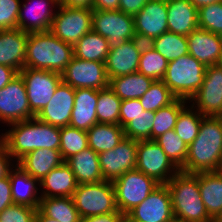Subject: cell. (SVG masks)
Instances as JSON below:
<instances>
[{
	"label": "cell",
	"instance_id": "4dcf8cb0",
	"mask_svg": "<svg viewBox=\"0 0 222 222\" xmlns=\"http://www.w3.org/2000/svg\"><path fill=\"white\" fill-rule=\"evenodd\" d=\"M153 79L141 73L118 76L109 80V87L121 100L139 99L144 95Z\"/></svg>",
	"mask_w": 222,
	"mask_h": 222
},
{
	"label": "cell",
	"instance_id": "5bb4252c",
	"mask_svg": "<svg viewBox=\"0 0 222 222\" xmlns=\"http://www.w3.org/2000/svg\"><path fill=\"white\" fill-rule=\"evenodd\" d=\"M190 102L203 116L222 117L221 66L215 64L206 68L204 81Z\"/></svg>",
	"mask_w": 222,
	"mask_h": 222
},
{
	"label": "cell",
	"instance_id": "d6a6232c",
	"mask_svg": "<svg viewBox=\"0 0 222 222\" xmlns=\"http://www.w3.org/2000/svg\"><path fill=\"white\" fill-rule=\"evenodd\" d=\"M38 209L60 222H79L80 219L72 197H41Z\"/></svg>",
	"mask_w": 222,
	"mask_h": 222
},
{
	"label": "cell",
	"instance_id": "9c48e42d",
	"mask_svg": "<svg viewBox=\"0 0 222 222\" xmlns=\"http://www.w3.org/2000/svg\"><path fill=\"white\" fill-rule=\"evenodd\" d=\"M57 8L50 31L63 42L74 46L83 35L92 30L93 9L61 5Z\"/></svg>",
	"mask_w": 222,
	"mask_h": 222
},
{
	"label": "cell",
	"instance_id": "ffe728a7",
	"mask_svg": "<svg viewBox=\"0 0 222 222\" xmlns=\"http://www.w3.org/2000/svg\"><path fill=\"white\" fill-rule=\"evenodd\" d=\"M29 2L33 3L32 6L31 3H29L30 5L24 3L20 6L18 29L27 33L49 31L55 16V12L51 7L57 8L59 2L57 0H29Z\"/></svg>",
	"mask_w": 222,
	"mask_h": 222
},
{
	"label": "cell",
	"instance_id": "b9f144b4",
	"mask_svg": "<svg viewBox=\"0 0 222 222\" xmlns=\"http://www.w3.org/2000/svg\"><path fill=\"white\" fill-rule=\"evenodd\" d=\"M155 112L144 110L124 127V136L133 140H152V127L154 124Z\"/></svg>",
	"mask_w": 222,
	"mask_h": 222
},
{
	"label": "cell",
	"instance_id": "681fc988",
	"mask_svg": "<svg viewBox=\"0 0 222 222\" xmlns=\"http://www.w3.org/2000/svg\"><path fill=\"white\" fill-rule=\"evenodd\" d=\"M149 0H119L118 10L135 16Z\"/></svg>",
	"mask_w": 222,
	"mask_h": 222
},
{
	"label": "cell",
	"instance_id": "d4e9b609",
	"mask_svg": "<svg viewBox=\"0 0 222 222\" xmlns=\"http://www.w3.org/2000/svg\"><path fill=\"white\" fill-rule=\"evenodd\" d=\"M63 162L59 150L43 148L25 154L16 162V165L31 177L41 181Z\"/></svg>",
	"mask_w": 222,
	"mask_h": 222
},
{
	"label": "cell",
	"instance_id": "4316f807",
	"mask_svg": "<svg viewBox=\"0 0 222 222\" xmlns=\"http://www.w3.org/2000/svg\"><path fill=\"white\" fill-rule=\"evenodd\" d=\"M14 168L9 171L13 202L39 208L41 196L38 194L39 188L36 186L39 185V181L28 175L16 164Z\"/></svg>",
	"mask_w": 222,
	"mask_h": 222
},
{
	"label": "cell",
	"instance_id": "94428289",
	"mask_svg": "<svg viewBox=\"0 0 222 222\" xmlns=\"http://www.w3.org/2000/svg\"><path fill=\"white\" fill-rule=\"evenodd\" d=\"M219 36H220V40L222 42V32L219 34Z\"/></svg>",
	"mask_w": 222,
	"mask_h": 222
},
{
	"label": "cell",
	"instance_id": "f907efd6",
	"mask_svg": "<svg viewBox=\"0 0 222 222\" xmlns=\"http://www.w3.org/2000/svg\"><path fill=\"white\" fill-rule=\"evenodd\" d=\"M11 161H13V159L6 148L0 143V178L7 176L12 167H14Z\"/></svg>",
	"mask_w": 222,
	"mask_h": 222
},
{
	"label": "cell",
	"instance_id": "f546056e",
	"mask_svg": "<svg viewBox=\"0 0 222 222\" xmlns=\"http://www.w3.org/2000/svg\"><path fill=\"white\" fill-rule=\"evenodd\" d=\"M86 133L88 147L98 154L114 149L125 138L118 124L96 123Z\"/></svg>",
	"mask_w": 222,
	"mask_h": 222
},
{
	"label": "cell",
	"instance_id": "9a60e30c",
	"mask_svg": "<svg viewBox=\"0 0 222 222\" xmlns=\"http://www.w3.org/2000/svg\"><path fill=\"white\" fill-rule=\"evenodd\" d=\"M138 141L124 138L114 149L98 154L103 179L113 182L136 169Z\"/></svg>",
	"mask_w": 222,
	"mask_h": 222
},
{
	"label": "cell",
	"instance_id": "7bdbcfd3",
	"mask_svg": "<svg viewBox=\"0 0 222 222\" xmlns=\"http://www.w3.org/2000/svg\"><path fill=\"white\" fill-rule=\"evenodd\" d=\"M198 28L215 34L222 32V1L198 9Z\"/></svg>",
	"mask_w": 222,
	"mask_h": 222
},
{
	"label": "cell",
	"instance_id": "44dd1931",
	"mask_svg": "<svg viewBox=\"0 0 222 222\" xmlns=\"http://www.w3.org/2000/svg\"><path fill=\"white\" fill-rule=\"evenodd\" d=\"M186 37L191 56L206 67L217 64L222 50L219 34L197 28Z\"/></svg>",
	"mask_w": 222,
	"mask_h": 222
},
{
	"label": "cell",
	"instance_id": "4fadbf2b",
	"mask_svg": "<svg viewBox=\"0 0 222 222\" xmlns=\"http://www.w3.org/2000/svg\"><path fill=\"white\" fill-rule=\"evenodd\" d=\"M34 117L30 110L23 78L18 74L0 89V121L8 126Z\"/></svg>",
	"mask_w": 222,
	"mask_h": 222
},
{
	"label": "cell",
	"instance_id": "cb8c5ba5",
	"mask_svg": "<svg viewBox=\"0 0 222 222\" xmlns=\"http://www.w3.org/2000/svg\"><path fill=\"white\" fill-rule=\"evenodd\" d=\"M98 90L93 88L75 89V102L69 126L88 131L97 122Z\"/></svg>",
	"mask_w": 222,
	"mask_h": 222
},
{
	"label": "cell",
	"instance_id": "e0dca14e",
	"mask_svg": "<svg viewBox=\"0 0 222 222\" xmlns=\"http://www.w3.org/2000/svg\"><path fill=\"white\" fill-rule=\"evenodd\" d=\"M166 0H149L134 16L136 37L144 43L168 31Z\"/></svg>",
	"mask_w": 222,
	"mask_h": 222
},
{
	"label": "cell",
	"instance_id": "f1b7e54d",
	"mask_svg": "<svg viewBox=\"0 0 222 222\" xmlns=\"http://www.w3.org/2000/svg\"><path fill=\"white\" fill-rule=\"evenodd\" d=\"M198 181L203 204L214 220L222 209V171L200 172Z\"/></svg>",
	"mask_w": 222,
	"mask_h": 222
},
{
	"label": "cell",
	"instance_id": "91938a15",
	"mask_svg": "<svg viewBox=\"0 0 222 222\" xmlns=\"http://www.w3.org/2000/svg\"><path fill=\"white\" fill-rule=\"evenodd\" d=\"M217 65L221 66L222 67V50H221V53H220V56H219V60L217 62Z\"/></svg>",
	"mask_w": 222,
	"mask_h": 222
},
{
	"label": "cell",
	"instance_id": "8d00e7d4",
	"mask_svg": "<svg viewBox=\"0 0 222 222\" xmlns=\"http://www.w3.org/2000/svg\"><path fill=\"white\" fill-rule=\"evenodd\" d=\"M186 103H188L187 100L176 98L172 103L155 112L152 140L175 128L178 115Z\"/></svg>",
	"mask_w": 222,
	"mask_h": 222
},
{
	"label": "cell",
	"instance_id": "836d02e7",
	"mask_svg": "<svg viewBox=\"0 0 222 222\" xmlns=\"http://www.w3.org/2000/svg\"><path fill=\"white\" fill-rule=\"evenodd\" d=\"M168 62L188 54L187 37L167 31L149 43Z\"/></svg>",
	"mask_w": 222,
	"mask_h": 222
},
{
	"label": "cell",
	"instance_id": "680465c9",
	"mask_svg": "<svg viewBox=\"0 0 222 222\" xmlns=\"http://www.w3.org/2000/svg\"><path fill=\"white\" fill-rule=\"evenodd\" d=\"M214 221L215 222H222V209H221L220 213L216 216Z\"/></svg>",
	"mask_w": 222,
	"mask_h": 222
},
{
	"label": "cell",
	"instance_id": "ee69618b",
	"mask_svg": "<svg viewBox=\"0 0 222 222\" xmlns=\"http://www.w3.org/2000/svg\"><path fill=\"white\" fill-rule=\"evenodd\" d=\"M37 209L14 203L0 213V222H35Z\"/></svg>",
	"mask_w": 222,
	"mask_h": 222
},
{
	"label": "cell",
	"instance_id": "11a10c76",
	"mask_svg": "<svg viewBox=\"0 0 222 222\" xmlns=\"http://www.w3.org/2000/svg\"><path fill=\"white\" fill-rule=\"evenodd\" d=\"M197 9L222 0H189Z\"/></svg>",
	"mask_w": 222,
	"mask_h": 222
},
{
	"label": "cell",
	"instance_id": "8992f818",
	"mask_svg": "<svg viewBox=\"0 0 222 222\" xmlns=\"http://www.w3.org/2000/svg\"><path fill=\"white\" fill-rule=\"evenodd\" d=\"M72 199L80 217L120 212L116 205V197L111 181L79 184Z\"/></svg>",
	"mask_w": 222,
	"mask_h": 222
},
{
	"label": "cell",
	"instance_id": "ac0fdd59",
	"mask_svg": "<svg viewBox=\"0 0 222 222\" xmlns=\"http://www.w3.org/2000/svg\"><path fill=\"white\" fill-rule=\"evenodd\" d=\"M144 44L138 38H134L120 46L110 47L105 61L106 73L109 80L138 71Z\"/></svg>",
	"mask_w": 222,
	"mask_h": 222
},
{
	"label": "cell",
	"instance_id": "9f6ffc18",
	"mask_svg": "<svg viewBox=\"0 0 222 222\" xmlns=\"http://www.w3.org/2000/svg\"><path fill=\"white\" fill-rule=\"evenodd\" d=\"M35 222H60V221L45 216L39 209H37L35 215Z\"/></svg>",
	"mask_w": 222,
	"mask_h": 222
},
{
	"label": "cell",
	"instance_id": "6da1fadb",
	"mask_svg": "<svg viewBox=\"0 0 222 222\" xmlns=\"http://www.w3.org/2000/svg\"><path fill=\"white\" fill-rule=\"evenodd\" d=\"M186 173L222 171V117L203 116L195 140L188 146Z\"/></svg>",
	"mask_w": 222,
	"mask_h": 222
},
{
	"label": "cell",
	"instance_id": "7a4b0ae2",
	"mask_svg": "<svg viewBox=\"0 0 222 222\" xmlns=\"http://www.w3.org/2000/svg\"><path fill=\"white\" fill-rule=\"evenodd\" d=\"M12 128L0 135L1 144L16 162L36 149L60 147V127L52 126L36 117L9 125Z\"/></svg>",
	"mask_w": 222,
	"mask_h": 222
},
{
	"label": "cell",
	"instance_id": "e575fe53",
	"mask_svg": "<svg viewBox=\"0 0 222 222\" xmlns=\"http://www.w3.org/2000/svg\"><path fill=\"white\" fill-rule=\"evenodd\" d=\"M121 99L108 86L98 90L97 122L104 124H118L120 116Z\"/></svg>",
	"mask_w": 222,
	"mask_h": 222
},
{
	"label": "cell",
	"instance_id": "7402d4cb",
	"mask_svg": "<svg viewBox=\"0 0 222 222\" xmlns=\"http://www.w3.org/2000/svg\"><path fill=\"white\" fill-rule=\"evenodd\" d=\"M28 35L18 28L0 30V65L12 67L18 73L24 68Z\"/></svg>",
	"mask_w": 222,
	"mask_h": 222
},
{
	"label": "cell",
	"instance_id": "8fae6325",
	"mask_svg": "<svg viewBox=\"0 0 222 222\" xmlns=\"http://www.w3.org/2000/svg\"><path fill=\"white\" fill-rule=\"evenodd\" d=\"M136 169L159 184L168 183L179 169L155 140H138Z\"/></svg>",
	"mask_w": 222,
	"mask_h": 222
},
{
	"label": "cell",
	"instance_id": "484cf974",
	"mask_svg": "<svg viewBox=\"0 0 222 222\" xmlns=\"http://www.w3.org/2000/svg\"><path fill=\"white\" fill-rule=\"evenodd\" d=\"M74 173L70 167L63 162L60 166L51 170L41 181V197H72L77 188Z\"/></svg>",
	"mask_w": 222,
	"mask_h": 222
},
{
	"label": "cell",
	"instance_id": "d6986e66",
	"mask_svg": "<svg viewBox=\"0 0 222 222\" xmlns=\"http://www.w3.org/2000/svg\"><path fill=\"white\" fill-rule=\"evenodd\" d=\"M74 102L75 89L62 81L49 103L35 117L52 126H69Z\"/></svg>",
	"mask_w": 222,
	"mask_h": 222
},
{
	"label": "cell",
	"instance_id": "83f0119b",
	"mask_svg": "<svg viewBox=\"0 0 222 222\" xmlns=\"http://www.w3.org/2000/svg\"><path fill=\"white\" fill-rule=\"evenodd\" d=\"M65 163L74 173L78 185L104 181L98 153L90 147L68 158Z\"/></svg>",
	"mask_w": 222,
	"mask_h": 222
},
{
	"label": "cell",
	"instance_id": "74e56055",
	"mask_svg": "<svg viewBox=\"0 0 222 222\" xmlns=\"http://www.w3.org/2000/svg\"><path fill=\"white\" fill-rule=\"evenodd\" d=\"M202 117L203 115L195 110L192 105H186L180 111L174 130L187 146L197 137Z\"/></svg>",
	"mask_w": 222,
	"mask_h": 222
},
{
	"label": "cell",
	"instance_id": "f5cc1de1",
	"mask_svg": "<svg viewBox=\"0 0 222 222\" xmlns=\"http://www.w3.org/2000/svg\"><path fill=\"white\" fill-rule=\"evenodd\" d=\"M59 5L69 8L93 9L94 0H59Z\"/></svg>",
	"mask_w": 222,
	"mask_h": 222
},
{
	"label": "cell",
	"instance_id": "5b68a950",
	"mask_svg": "<svg viewBox=\"0 0 222 222\" xmlns=\"http://www.w3.org/2000/svg\"><path fill=\"white\" fill-rule=\"evenodd\" d=\"M206 68L188 53L168 62L162 81L176 98L189 102L201 87Z\"/></svg>",
	"mask_w": 222,
	"mask_h": 222
},
{
	"label": "cell",
	"instance_id": "f35d334b",
	"mask_svg": "<svg viewBox=\"0 0 222 222\" xmlns=\"http://www.w3.org/2000/svg\"><path fill=\"white\" fill-rule=\"evenodd\" d=\"M59 151L63 161L88 147L87 133L71 126L61 127Z\"/></svg>",
	"mask_w": 222,
	"mask_h": 222
},
{
	"label": "cell",
	"instance_id": "7c38bea8",
	"mask_svg": "<svg viewBox=\"0 0 222 222\" xmlns=\"http://www.w3.org/2000/svg\"><path fill=\"white\" fill-rule=\"evenodd\" d=\"M62 81L74 89H105L109 86L105 63L73 57L61 73Z\"/></svg>",
	"mask_w": 222,
	"mask_h": 222
},
{
	"label": "cell",
	"instance_id": "6f0895ef",
	"mask_svg": "<svg viewBox=\"0 0 222 222\" xmlns=\"http://www.w3.org/2000/svg\"><path fill=\"white\" fill-rule=\"evenodd\" d=\"M166 222H186L183 219H180L176 216H172L170 219H168Z\"/></svg>",
	"mask_w": 222,
	"mask_h": 222
},
{
	"label": "cell",
	"instance_id": "7dc6e473",
	"mask_svg": "<svg viewBox=\"0 0 222 222\" xmlns=\"http://www.w3.org/2000/svg\"><path fill=\"white\" fill-rule=\"evenodd\" d=\"M14 204L11 194L9 174L0 178V213L8 206Z\"/></svg>",
	"mask_w": 222,
	"mask_h": 222
},
{
	"label": "cell",
	"instance_id": "3957f363",
	"mask_svg": "<svg viewBox=\"0 0 222 222\" xmlns=\"http://www.w3.org/2000/svg\"><path fill=\"white\" fill-rule=\"evenodd\" d=\"M74 57L73 46L50 30L29 33L24 67L62 73Z\"/></svg>",
	"mask_w": 222,
	"mask_h": 222
},
{
	"label": "cell",
	"instance_id": "603a6c76",
	"mask_svg": "<svg viewBox=\"0 0 222 222\" xmlns=\"http://www.w3.org/2000/svg\"><path fill=\"white\" fill-rule=\"evenodd\" d=\"M168 31L188 36L198 28V9L189 0H166Z\"/></svg>",
	"mask_w": 222,
	"mask_h": 222
},
{
	"label": "cell",
	"instance_id": "d590c367",
	"mask_svg": "<svg viewBox=\"0 0 222 222\" xmlns=\"http://www.w3.org/2000/svg\"><path fill=\"white\" fill-rule=\"evenodd\" d=\"M167 67L168 61L152 46L145 43L142 48L137 72L153 80H162Z\"/></svg>",
	"mask_w": 222,
	"mask_h": 222
},
{
	"label": "cell",
	"instance_id": "ba28073f",
	"mask_svg": "<svg viewBox=\"0 0 222 222\" xmlns=\"http://www.w3.org/2000/svg\"><path fill=\"white\" fill-rule=\"evenodd\" d=\"M92 30L106 38L110 47L137 38L134 16L120 10H93Z\"/></svg>",
	"mask_w": 222,
	"mask_h": 222
},
{
	"label": "cell",
	"instance_id": "277c9868",
	"mask_svg": "<svg viewBox=\"0 0 222 222\" xmlns=\"http://www.w3.org/2000/svg\"><path fill=\"white\" fill-rule=\"evenodd\" d=\"M169 189L173 215L186 222H210L213 220L200 195L198 173L179 170L166 183Z\"/></svg>",
	"mask_w": 222,
	"mask_h": 222
},
{
	"label": "cell",
	"instance_id": "60d3db41",
	"mask_svg": "<svg viewBox=\"0 0 222 222\" xmlns=\"http://www.w3.org/2000/svg\"><path fill=\"white\" fill-rule=\"evenodd\" d=\"M176 97L162 80H154L148 91L139 98L146 111L156 112L160 108L172 103Z\"/></svg>",
	"mask_w": 222,
	"mask_h": 222
},
{
	"label": "cell",
	"instance_id": "52a82bcc",
	"mask_svg": "<svg viewBox=\"0 0 222 222\" xmlns=\"http://www.w3.org/2000/svg\"><path fill=\"white\" fill-rule=\"evenodd\" d=\"M116 205L126 215L160 184L137 169L129 170L113 182Z\"/></svg>",
	"mask_w": 222,
	"mask_h": 222
},
{
	"label": "cell",
	"instance_id": "f6af8a7d",
	"mask_svg": "<svg viewBox=\"0 0 222 222\" xmlns=\"http://www.w3.org/2000/svg\"><path fill=\"white\" fill-rule=\"evenodd\" d=\"M19 0H0V30L18 28Z\"/></svg>",
	"mask_w": 222,
	"mask_h": 222
},
{
	"label": "cell",
	"instance_id": "db71d44e",
	"mask_svg": "<svg viewBox=\"0 0 222 222\" xmlns=\"http://www.w3.org/2000/svg\"><path fill=\"white\" fill-rule=\"evenodd\" d=\"M119 0H94L93 10H118Z\"/></svg>",
	"mask_w": 222,
	"mask_h": 222
},
{
	"label": "cell",
	"instance_id": "1f68e13d",
	"mask_svg": "<svg viewBox=\"0 0 222 222\" xmlns=\"http://www.w3.org/2000/svg\"><path fill=\"white\" fill-rule=\"evenodd\" d=\"M109 49L108 40L93 30L83 35L73 46L74 57L103 63L106 61Z\"/></svg>",
	"mask_w": 222,
	"mask_h": 222
},
{
	"label": "cell",
	"instance_id": "bcb514c9",
	"mask_svg": "<svg viewBox=\"0 0 222 222\" xmlns=\"http://www.w3.org/2000/svg\"><path fill=\"white\" fill-rule=\"evenodd\" d=\"M144 111L139 99L122 100L120 105L119 125L123 128L133 117Z\"/></svg>",
	"mask_w": 222,
	"mask_h": 222
},
{
	"label": "cell",
	"instance_id": "816d5d0a",
	"mask_svg": "<svg viewBox=\"0 0 222 222\" xmlns=\"http://www.w3.org/2000/svg\"><path fill=\"white\" fill-rule=\"evenodd\" d=\"M17 75L18 72L14 68L0 65V89L11 82Z\"/></svg>",
	"mask_w": 222,
	"mask_h": 222
},
{
	"label": "cell",
	"instance_id": "c3c4849f",
	"mask_svg": "<svg viewBox=\"0 0 222 222\" xmlns=\"http://www.w3.org/2000/svg\"><path fill=\"white\" fill-rule=\"evenodd\" d=\"M79 222H126L125 215L121 212L80 217Z\"/></svg>",
	"mask_w": 222,
	"mask_h": 222
},
{
	"label": "cell",
	"instance_id": "ab89813d",
	"mask_svg": "<svg viewBox=\"0 0 222 222\" xmlns=\"http://www.w3.org/2000/svg\"><path fill=\"white\" fill-rule=\"evenodd\" d=\"M155 141L179 170L185 165L188 146L175 133L174 129L160 135Z\"/></svg>",
	"mask_w": 222,
	"mask_h": 222
},
{
	"label": "cell",
	"instance_id": "2e32d148",
	"mask_svg": "<svg viewBox=\"0 0 222 222\" xmlns=\"http://www.w3.org/2000/svg\"><path fill=\"white\" fill-rule=\"evenodd\" d=\"M173 215L171 196L166 184L156 187L126 215V222H166Z\"/></svg>",
	"mask_w": 222,
	"mask_h": 222
},
{
	"label": "cell",
	"instance_id": "30bf717a",
	"mask_svg": "<svg viewBox=\"0 0 222 222\" xmlns=\"http://www.w3.org/2000/svg\"><path fill=\"white\" fill-rule=\"evenodd\" d=\"M18 74L23 78L30 110L36 116L49 103L62 82L61 74L26 67Z\"/></svg>",
	"mask_w": 222,
	"mask_h": 222
}]
</instances>
